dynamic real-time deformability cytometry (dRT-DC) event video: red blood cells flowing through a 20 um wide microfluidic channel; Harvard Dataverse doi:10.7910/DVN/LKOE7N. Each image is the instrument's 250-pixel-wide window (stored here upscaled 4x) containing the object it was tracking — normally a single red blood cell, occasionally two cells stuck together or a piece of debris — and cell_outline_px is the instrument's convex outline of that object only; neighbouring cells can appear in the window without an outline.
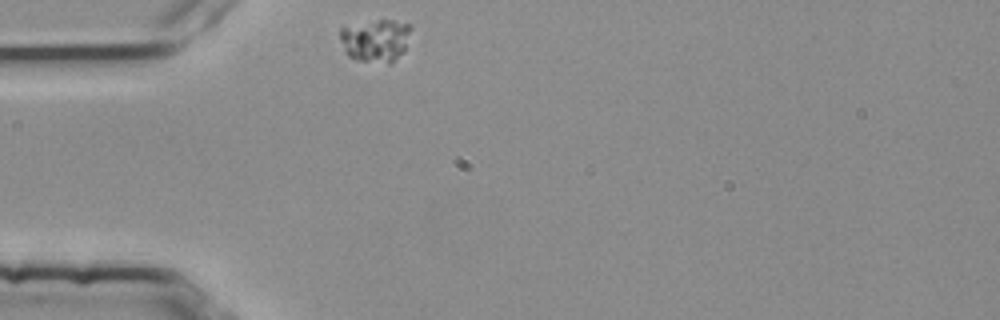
{"species": "common noctule bat (a hibernating species)", "species_latin": "Nyctalus noctula", "temperature_condition": "room temperature", "stored_images_in_passage": 1, "camera_frame_rate_fps": 3000, "um_per_image_px": 0.085, "animal": {"sex": "female", "body_mass_g": 25.1}, "frame": {"image": 1, "passage_image": 1, "time_ms": 0.0, "image_size_px": [1000, 320], "cell_outline_px": [[412, 28], [404, 52], [388, 64], [356, 60], [348, 56], [340, 40], [340, 28], [380, 20], [392, 20], [412, 24]], "centroid_in_image_um": [31.96, 3.45], "position_along_channel_um": 53.0, "area_um2": 17.63}}